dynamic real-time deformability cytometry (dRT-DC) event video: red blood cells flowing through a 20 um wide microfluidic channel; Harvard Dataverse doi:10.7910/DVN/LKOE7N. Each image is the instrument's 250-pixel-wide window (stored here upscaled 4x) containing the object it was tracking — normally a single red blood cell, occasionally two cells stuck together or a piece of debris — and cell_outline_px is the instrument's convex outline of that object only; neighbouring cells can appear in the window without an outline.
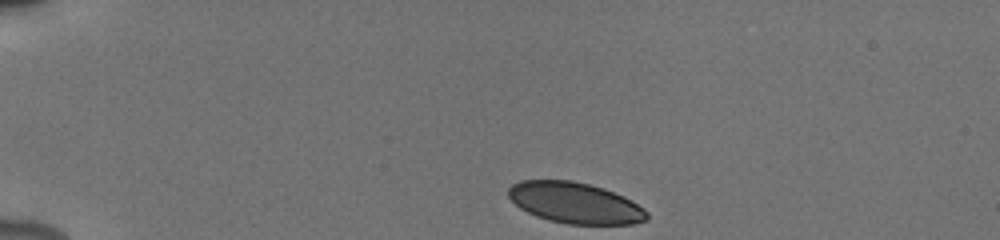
{"species": "human", "species_latin": "Homo sapiens", "temperature_condition": "cold", "stored_images_in_passage": 7, "camera_frame_rate_fps": 3000, "um_per_image_px": 0.085, "donor": {"sex": "male"}, "frame": {"image": 1, "passage_image": 1, "time_ms": 0.0, "image_size_px": [1000, 240], "cell_outline_px": [[648, 220], [632, 224], [568, 224], [548, 220], [536, 216], [520, 208], [508, 196], [508, 188], [512, 184], [520, 180], [572, 180], [604, 188], [624, 196], [632, 200], [644, 208], [648, 212]], "centroid_in_image_um": [48.9, 17.24], "position_along_channel_um": 36.1, "area_um2": 33.23}}
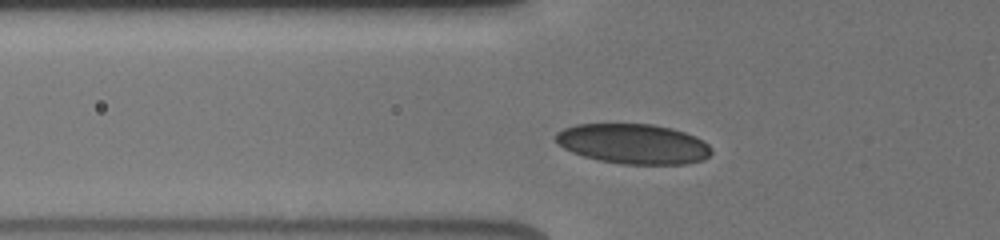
{"frame": {"image": 2, "passage_image": 6, "time_ms": 2.667, "image_size_px": [1000, 240], "cell_outline_px": [[712, 152], [704, 160], [688, 164], [624, 164], [600, 160], [584, 156], [572, 152], [564, 148], [556, 140], [556, 132], [564, 128], [576, 124], [652, 124], [672, 128], [696, 136], [708, 144], [712, 148]], "centroid_in_image_um": [53.87, 12.23], "position_along_channel_um": 71.9, "area_um2": 36.3}}